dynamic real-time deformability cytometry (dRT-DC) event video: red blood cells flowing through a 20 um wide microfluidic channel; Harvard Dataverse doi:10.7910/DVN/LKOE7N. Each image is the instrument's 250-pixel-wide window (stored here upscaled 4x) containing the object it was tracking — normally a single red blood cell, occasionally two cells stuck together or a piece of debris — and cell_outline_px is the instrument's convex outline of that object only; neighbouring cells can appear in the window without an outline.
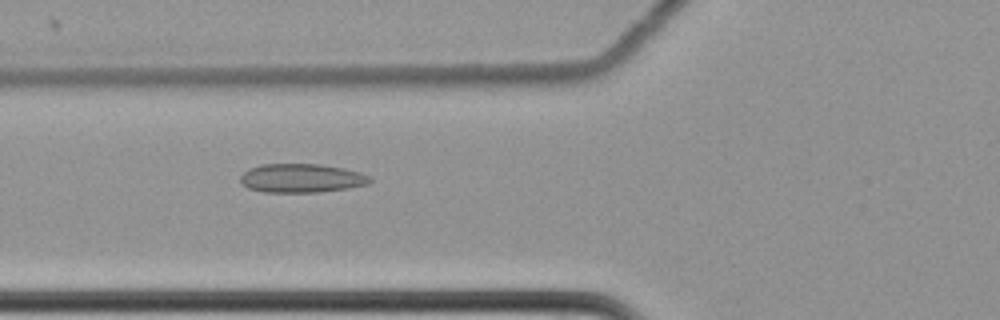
{"species": "common noctule bat (a hibernating species)", "species_latin": "Nyctalus noctula", "temperature_condition": "cold", "stored_images_in_passage": 60, "camera_frame_rate_fps": 3000, "um_per_image_px": 0.085, "animal": {"sex": "female", "body_mass_g": 22.7, "forearm_length_mm": 54.2}, "frame": {"image": 1, "passage_image": 24, "time_ms": 7.667, "image_size_px": [1000, 320], "cell_outline_px": [[372, 180], [368, 184], [348, 188], [320, 192], [264, 192], [248, 188], [240, 180], [240, 176], [248, 168], [260, 164], [320, 164], [344, 168], [360, 172], [372, 176]], "centroid_in_image_um": [25.65, 15.14], "position_along_channel_um": 100.2, "area_um2": 21.91}}
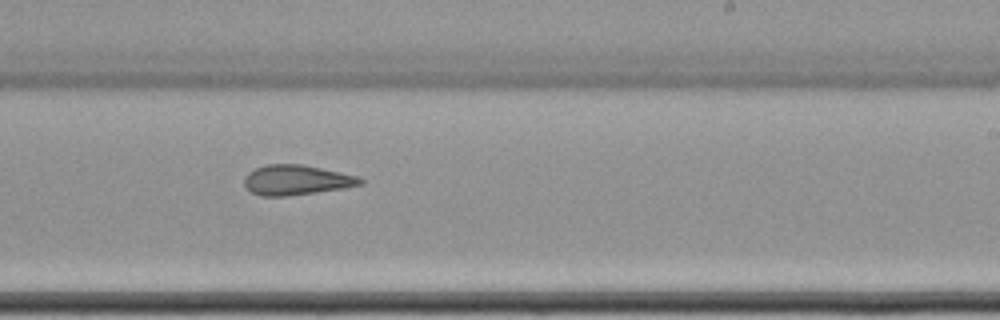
{"frame": {"image": 2, "passage_image": 38, "time_ms": 12.333, "image_size_px": [1000, 320], "cell_outline_px": [[364, 184], [344, 188], [288, 196], [260, 196], [252, 192], [244, 184], [244, 176], [248, 172], [256, 168], [268, 164], [304, 164], [360, 176], [364, 180]], "centroid_in_image_um": [25.23, 15.29], "position_along_channel_um": 263.8, "area_um2": 20.46}}
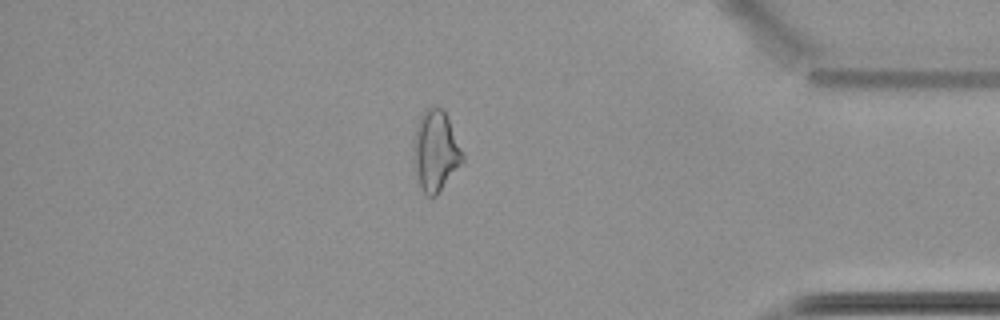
{"frame": {"image": 3, "passage_image": 52, "time_ms": 17.0, "image_size_px": [1000, 320], "cell_outline_px": [[464, 160], [436, 196], [428, 196], [424, 192], [420, 184], [412, 148], [416, 128], [420, 116], [432, 104], [444, 108], [464, 156]], "centroid_in_image_um": [37.04, 12.77], "position_along_channel_um": 398.2, "area_um2": 22.66}, "authors_computed_cell_mechanics": {"area_um2": 22.4842, "velocity_mm_per_s": 3.5068, "shape_relaxation_time_tau1_ms": null, "shape_relaxation_time_tau2_ms": 4.2681, "deformation_change_tau1": null, "deformation_change_tau2": 0.1271}}